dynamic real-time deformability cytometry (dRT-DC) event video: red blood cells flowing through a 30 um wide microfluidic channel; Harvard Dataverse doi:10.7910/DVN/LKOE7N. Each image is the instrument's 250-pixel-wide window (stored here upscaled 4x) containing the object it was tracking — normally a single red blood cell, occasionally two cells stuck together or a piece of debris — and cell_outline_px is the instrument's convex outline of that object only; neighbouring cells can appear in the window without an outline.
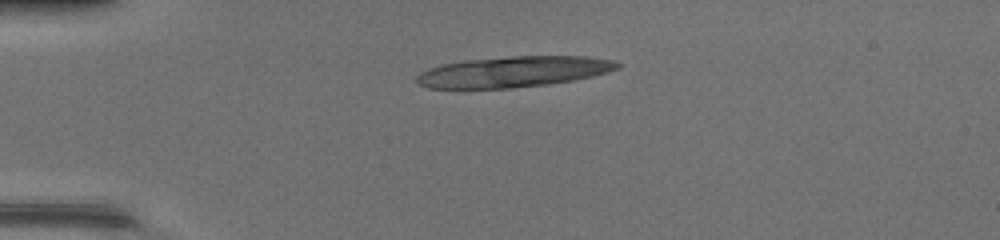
{"species": "common noctule bat (a hibernating species)", "species_latin": "Nyctalus noctula", "temperature_condition": "warm", "stored_images_in_passage": 7, "camera_frame_rate_fps": 3000, "um_per_image_px": 0.085, "animal": {"sex": "female", "body_mass_g": 17.0, "forearm_length_mm": 48.0}, "frame": {"image": 1, "passage_image": 1, "time_ms": 0.0, "image_size_px": [1000, 240], "cell_outline_px": [[620, 68], [608, 72], [592, 76], [572, 80], [548, 84], [512, 88], [428, 88], [416, 84], [416, 76], [420, 72], [428, 68], [440, 64], [464, 60], [512, 56], [584, 56], [612, 60], [620, 64]], "centroid_in_image_um": [43.59, 6.1], "position_along_channel_um": 41.4, "area_um2": 36.13}}